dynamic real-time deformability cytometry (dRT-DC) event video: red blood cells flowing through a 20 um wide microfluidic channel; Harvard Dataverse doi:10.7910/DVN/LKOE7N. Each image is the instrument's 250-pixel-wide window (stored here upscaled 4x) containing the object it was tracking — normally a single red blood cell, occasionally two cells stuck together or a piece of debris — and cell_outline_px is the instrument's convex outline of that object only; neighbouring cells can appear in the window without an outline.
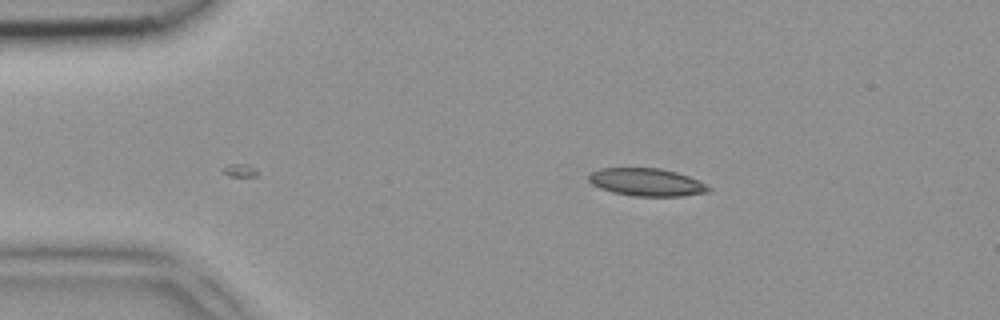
{"species": "common noctule bat (a hibernating species)", "species_latin": "Nyctalus noctula", "temperature_condition": "room temperature", "stored_images_in_passage": 4, "camera_frame_rate_fps": 3000, "um_per_image_px": 0.085, "animal": {"sex": "female", "body_mass_g": 18.4}, "frame": {"image": 1, "passage_image": 4, "time_ms": 1.0, "image_size_px": [1000, 320], "cell_outline_px": [[712, 188], [708, 192], [680, 196], [632, 196], [612, 192], [600, 188], [592, 184], [588, 180], [588, 176], [592, 172], [600, 168], [660, 168], [676, 172], [700, 180]], "centroid_in_image_um": [54.97, 15.49], "position_along_channel_um": 30.0, "area_um2": 19.42}}